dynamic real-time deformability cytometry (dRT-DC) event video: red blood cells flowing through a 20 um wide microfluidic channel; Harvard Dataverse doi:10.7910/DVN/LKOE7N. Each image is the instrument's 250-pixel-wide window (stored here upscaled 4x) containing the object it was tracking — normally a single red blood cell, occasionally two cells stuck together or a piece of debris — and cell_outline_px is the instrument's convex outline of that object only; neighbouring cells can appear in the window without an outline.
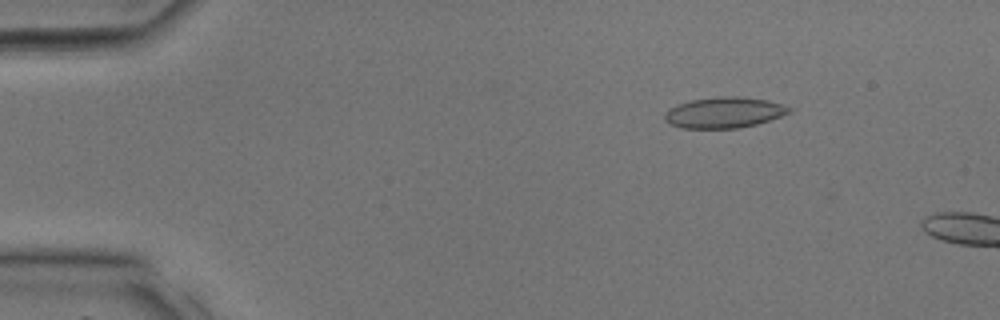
{"species": "common noctule bat (a hibernating species)", "species_latin": "Nyctalus noctula", "temperature_condition": "room temperature", "stored_images_in_passage": 7, "camera_frame_rate_fps": 3000, "um_per_image_px": 0.085, "animal": {"sex": "male", "body_mass_g": 17.9, "forearm_length_mm": 54.2}, "frame": {"image": 1, "passage_image": 5, "time_ms": 1.333, "image_size_px": [1000, 320], "cell_outline_px": [[792, 112], [756, 124], [736, 128], [684, 128], [672, 124], [664, 120], [664, 112], [676, 104], [692, 100], [720, 96], [736, 96], [768, 100], [792, 108]], "centroid_in_image_um": [61.53, 9.56], "position_along_channel_um": 23.5, "area_um2": 22.2}}